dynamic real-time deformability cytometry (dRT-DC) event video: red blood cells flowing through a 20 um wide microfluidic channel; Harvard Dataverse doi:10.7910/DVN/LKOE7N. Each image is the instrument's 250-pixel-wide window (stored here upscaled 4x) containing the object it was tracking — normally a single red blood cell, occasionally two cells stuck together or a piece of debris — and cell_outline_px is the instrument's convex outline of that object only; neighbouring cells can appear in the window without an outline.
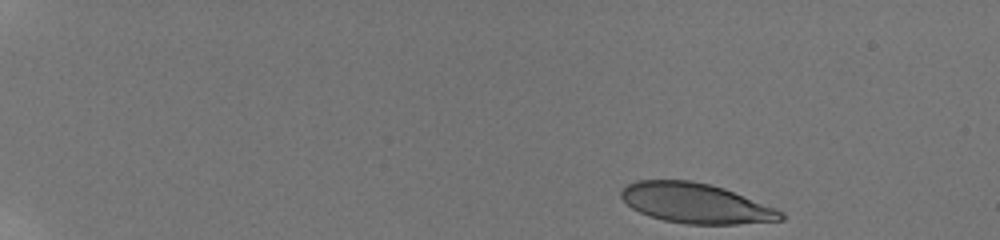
{"species": "human", "species_latin": "Homo sapiens", "temperature_condition": "room temperature", "stored_images_in_passage": 7, "segment_of_instrument_passage": [1, 2], "camera_frame_rate_fps": 3000, "um_per_image_px": 0.085, "donor": {"sex": "male"}, "frame": {"image": 1, "passage_image": 1, "time_ms": 0.0, "image_size_px": [1000, 240], "cell_outline_px": [[784, 220], [736, 224], [688, 224], [664, 220], [640, 212], [632, 208], [620, 196], [620, 192], [628, 184], [636, 180], [692, 180], [712, 184], [724, 188], [776, 208], [784, 212]], "centroid_in_image_um": [59.16, 17.27], "position_along_channel_um": 25.8, "area_um2": 37.11}}